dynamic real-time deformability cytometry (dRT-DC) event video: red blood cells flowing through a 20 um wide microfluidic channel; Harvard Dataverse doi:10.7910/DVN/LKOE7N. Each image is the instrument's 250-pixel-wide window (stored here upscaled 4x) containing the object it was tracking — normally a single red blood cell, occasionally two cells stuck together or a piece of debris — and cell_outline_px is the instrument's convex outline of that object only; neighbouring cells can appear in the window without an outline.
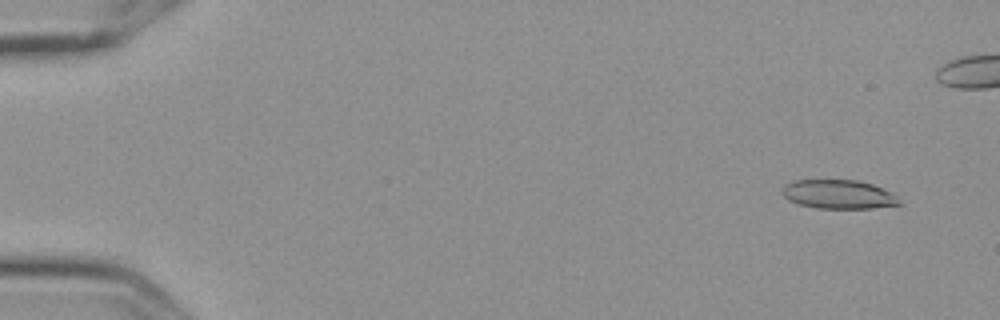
{"species": "Egyptian fruit bat (a non-hibernating species)", "species_latin": "Rousettus aegyptiacus", "temperature_condition": "cold", "stored_images_in_passage": 5, "camera_frame_rate_fps": 3000, "um_per_image_px": 0.085, "frame": {"image": 1, "passage_image": 1, "time_ms": 0.0, "image_size_px": [1000, 320], "cell_outline_px": [[900, 204], [872, 208], [816, 208], [800, 204], [788, 200], [780, 192], [784, 184], [796, 180], [856, 180], [872, 184], [892, 192], [896, 196]], "centroid_in_image_um": [71.23, 16.51], "position_along_channel_um": 13.8, "area_um2": 19.65}}